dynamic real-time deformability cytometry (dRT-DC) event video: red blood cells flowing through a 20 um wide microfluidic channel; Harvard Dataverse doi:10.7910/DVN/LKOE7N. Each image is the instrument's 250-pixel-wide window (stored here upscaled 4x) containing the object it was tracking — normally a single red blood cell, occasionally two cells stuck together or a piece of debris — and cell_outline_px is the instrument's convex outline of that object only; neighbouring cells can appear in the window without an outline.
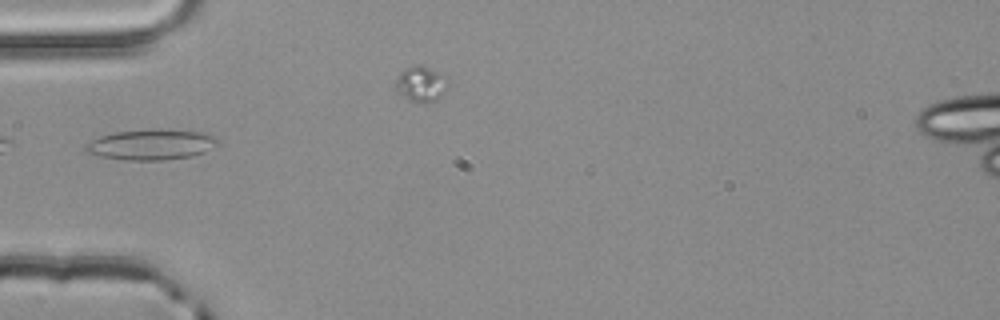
{"species": "common noctule bat (a hibernating species)", "species_latin": "Nyctalus noctula", "temperature_condition": "room temperature", "stored_images_in_passage": 5, "camera_frame_rate_fps": 3000, "um_per_image_px": 0.085, "animal": {"sex": "male", "body_mass_g": 20.4}, "frame": {"image": 1, "passage_image": 4, "time_ms": 1.0, "image_size_px": [1000, 320], "cell_outline_px": [[216, 144], [204, 152], [192, 156], [164, 160], [124, 160], [100, 156], [84, 152], [84, 144], [100, 136], [116, 132], [204, 132], [212, 136], [216, 140]], "centroid_in_image_um": [12.75, 12.35], "position_along_channel_um": 72.2, "area_um2": 22.25}}